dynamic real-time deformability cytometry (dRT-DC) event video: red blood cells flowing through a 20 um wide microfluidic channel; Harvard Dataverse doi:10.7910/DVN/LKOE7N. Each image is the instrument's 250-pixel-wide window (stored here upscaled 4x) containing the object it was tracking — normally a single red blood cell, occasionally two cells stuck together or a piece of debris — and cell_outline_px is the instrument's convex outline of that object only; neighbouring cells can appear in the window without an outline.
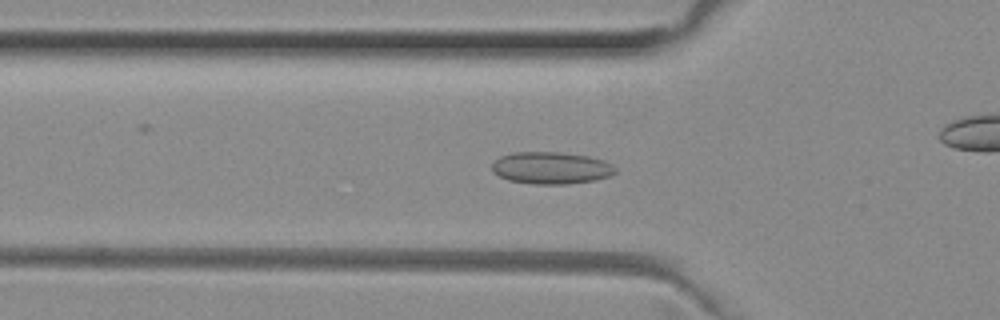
{"species": "common noctule bat (a hibernating species)", "species_latin": "Nyctalus noctula", "temperature_condition": "room temperature", "stored_images_in_passage": 51, "camera_frame_rate_fps": 3000, "um_per_image_px": 0.085, "animal": {"sex": "female", "body_mass_g": 29.2, "forearm_length_mm": 56.3}, "frame": {"image": 1, "passage_image": 16, "time_ms": 5.0, "image_size_px": [1000, 320], "cell_outline_px": [[616, 172], [608, 176], [596, 180], [564, 184], [532, 184], [508, 180], [492, 172], [492, 164], [500, 156], [512, 152], [560, 152], [588, 156], [604, 160], [612, 164], [616, 168]], "centroid_in_image_um": [46.84, 14.27], "position_along_channel_um": 79.0, "area_um2": 23.12}}
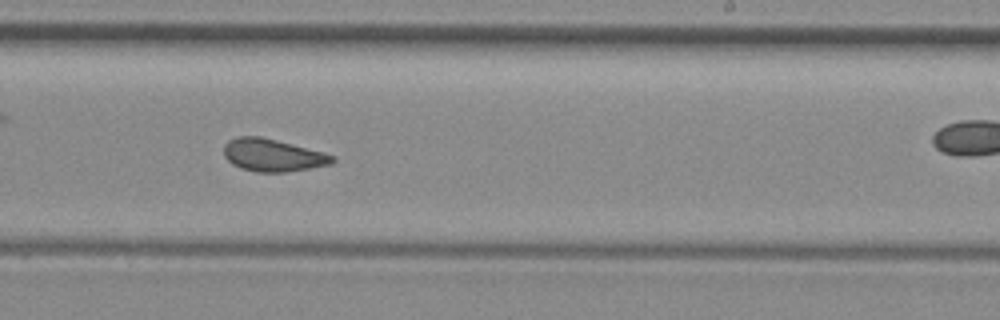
{"frame": {"image": 2, "passage_image": 30, "time_ms": 9.667, "image_size_px": [1000, 320], "cell_outline_px": [[336, 160], [332, 164], [284, 172], [256, 172], [240, 168], [232, 164], [224, 156], [224, 144], [228, 140], [236, 136], [260, 136], [324, 152], [336, 156]], "centroid_in_image_um": [23.17, 13.19], "position_along_channel_um": 265.8, "area_um2": 20.63}}
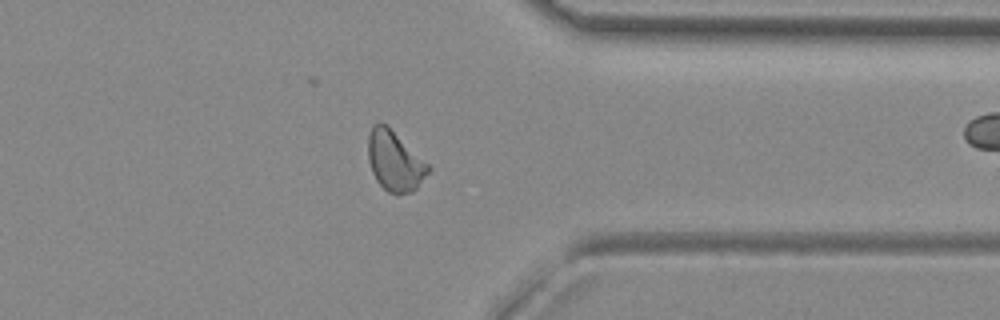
{"frame": {"image": 3, "passage_image": 39, "time_ms": 12.667, "image_size_px": [1000, 320], "cell_outline_px": [[432, 168], [416, 188], [412, 192], [396, 196], [388, 192], [376, 180], [372, 172], [368, 160], [368, 136], [372, 124], [388, 124], [432, 164]], "centroid_in_image_um": [33.6, 13.67], "position_along_channel_um": 377.8, "area_um2": 21.85}, "authors_computed_cell_mechanics": {"area_um2": 21.2704, "velocity_mm_per_s": 4.0036, "shape_relaxation_time_tau1_ms": null, "shape_relaxation_time_tau2_ms": 2.3617, "deformation_change_tau1": null, "deformation_change_tau2": 0.0832}}